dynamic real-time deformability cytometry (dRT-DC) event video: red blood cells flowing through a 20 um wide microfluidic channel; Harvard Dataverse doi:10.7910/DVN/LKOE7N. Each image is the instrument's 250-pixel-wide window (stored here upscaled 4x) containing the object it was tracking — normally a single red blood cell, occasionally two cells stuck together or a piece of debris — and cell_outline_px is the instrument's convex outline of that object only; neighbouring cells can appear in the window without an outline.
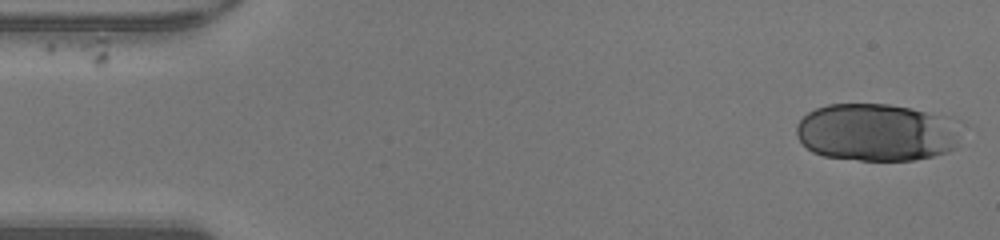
{"species": "human", "species_latin": "Homo sapiens", "temperature_condition": "warm", "stored_images_in_passage": 33, "camera_frame_rate_fps": 3000, "um_per_image_px": 0.085, "donor": {"sex": "male"}, "frame": {"image": 1, "passage_image": 1, "time_ms": 0.0, "image_size_px": [1000, 240], "cell_outline_px": [[964, 120], [956, 148], [948, 152], [932, 156], [912, 160], [860, 160], [824, 156], [812, 152], [796, 136], [796, 124], [808, 112], [816, 108], [828, 104], [888, 104], [912, 108], [952, 116]], "centroid_in_image_um": [74.62, 11.23], "position_along_channel_um": 10.4, "area_um2": 56.41}}
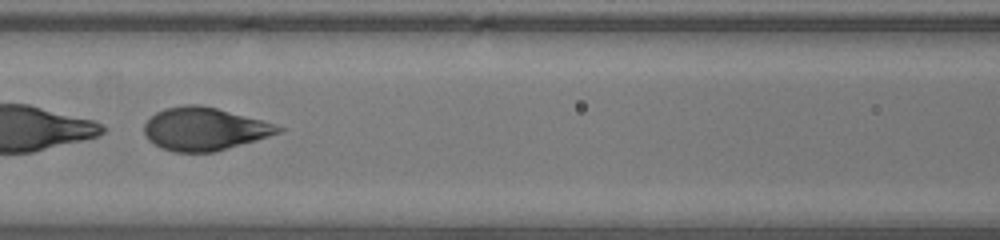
{"frame": {"image": 2, "passage_image": 20, "time_ms": 6.333, "image_size_px": [1000, 240], "cell_outline_px": [[284, 132], [216, 152], [172, 152], [148, 140], [144, 132], [144, 124], [156, 112], [164, 108], [184, 104], [200, 104], [216, 108], [276, 124], [284, 128]], "centroid_in_image_um": [17.39, 10.96], "position_along_channel_um": 149.2, "area_um2": 33.58}}
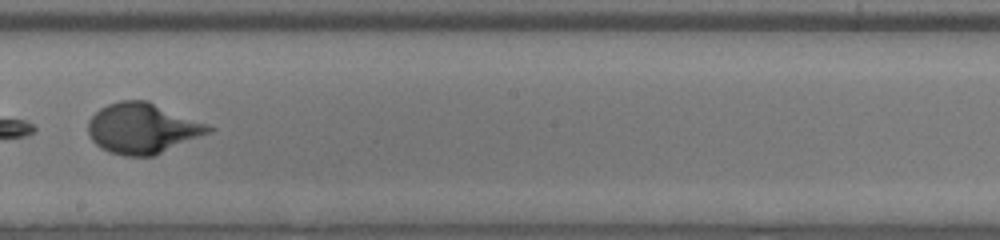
{"frame": {"image": 3, "passage_image": 26, "time_ms": 8.333, "image_size_px": [1000, 240], "cell_outline_px": [[216, 128], [212, 132], [156, 156], [124, 156], [108, 152], [100, 148], [92, 140], [88, 132], [88, 120], [100, 108], [108, 104], [120, 100], [148, 100], [208, 124]], "centroid_in_image_um": [12.14, 10.92], "position_along_channel_um": 236.1, "area_um2": 35.89}}